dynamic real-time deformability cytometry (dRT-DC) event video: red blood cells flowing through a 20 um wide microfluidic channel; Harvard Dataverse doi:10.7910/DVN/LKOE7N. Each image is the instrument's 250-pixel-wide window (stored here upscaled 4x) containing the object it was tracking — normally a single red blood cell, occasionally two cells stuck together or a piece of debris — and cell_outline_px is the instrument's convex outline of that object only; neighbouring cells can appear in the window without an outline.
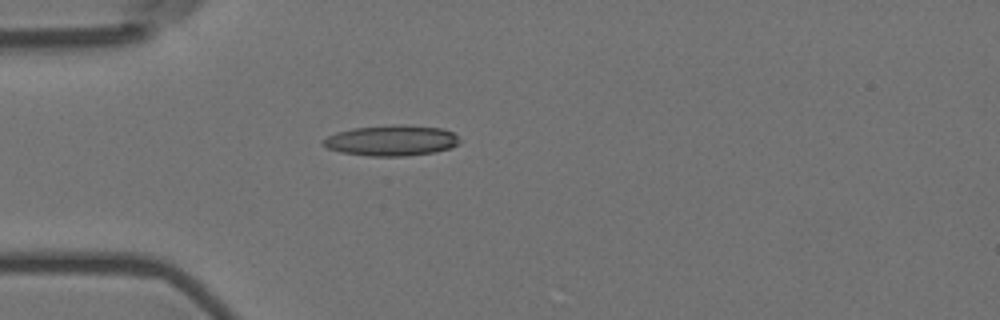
{"species": "Egyptian fruit bat (a non-hibernating species)", "species_latin": "Rousettus aegyptiacus", "temperature_condition": "room temperature", "stored_images_in_passage": 2, "camera_frame_rate_fps": 3000, "um_per_image_px": 0.085, "animal": {"sex": "female"}, "frame": {"image": 1, "passage_image": 1, "time_ms": 0.0, "image_size_px": [1000, 320], "cell_outline_px": [[460, 144], [436, 152], [408, 156], [368, 156], [340, 152], [328, 148], [320, 144], [320, 140], [336, 132], [352, 128], [404, 124], [444, 128], [452, 132], [460, 140]], "centroid_in_image_um": [33.26, 11.94], "position_along_channel_um": 51.7, "area_um2": 24.62}}